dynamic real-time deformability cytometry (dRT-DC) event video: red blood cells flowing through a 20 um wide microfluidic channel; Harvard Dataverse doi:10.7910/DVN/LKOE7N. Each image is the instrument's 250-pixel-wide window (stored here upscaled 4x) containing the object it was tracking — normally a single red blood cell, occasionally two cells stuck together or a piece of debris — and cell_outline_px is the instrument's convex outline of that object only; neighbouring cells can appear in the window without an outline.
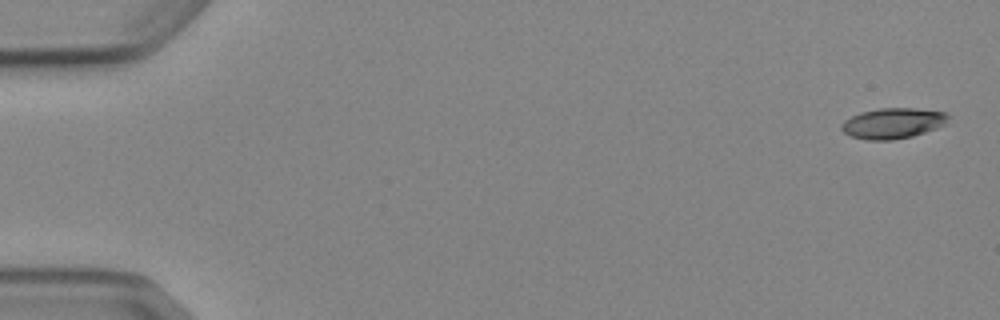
{"species": "Egyptian fruit bat (a non-hibernating species)", "species_latin": "Rousettus aegyptiacus", "temperature_condition": "cold", "stored_images_in_passage": 5, "camera_frame_rate_fps": 3000, "um_per_image_px": 0.085, "animal": {"sex": "female"}, "frame": {"image": 1, "passage_image": 1, "time_ms": 0.0, "image_size_px": [1000, 320], "cell_outline_px": [[948, 116], [944, 124], [936, 128], [912, 136], [892, 140], [868, 140], [852, 136], [844, 132], [840, 128], [840, 124], [844, 120], [860, 112], [880, 108], [916, 108], [948, 112]], "centroid_in_image_um": [75.87, 10.47], "position_along_channel_um": 9.1, "area_um2": 18.96}}
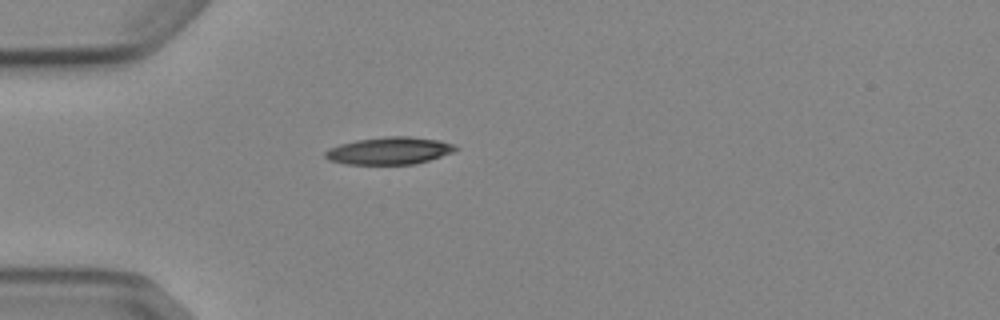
{"frame": {"image": 2, "passage_image": 4, "time_ms": 4.667, "image_size_px": [1000, 320], "cell_outline_px": [[460, 148], [452, 152], [416, 164], [344, 164], [328, 160], [324, 156], [324, 152], [328, 148], [340, 144], [356, 140], [388, 136], [408, 136], [440, 140], [456, 144]], "centroid_in_image_um": [33.09, 12.81], "position_along_channel_um": 51.9, "area_um2": 20.87}}